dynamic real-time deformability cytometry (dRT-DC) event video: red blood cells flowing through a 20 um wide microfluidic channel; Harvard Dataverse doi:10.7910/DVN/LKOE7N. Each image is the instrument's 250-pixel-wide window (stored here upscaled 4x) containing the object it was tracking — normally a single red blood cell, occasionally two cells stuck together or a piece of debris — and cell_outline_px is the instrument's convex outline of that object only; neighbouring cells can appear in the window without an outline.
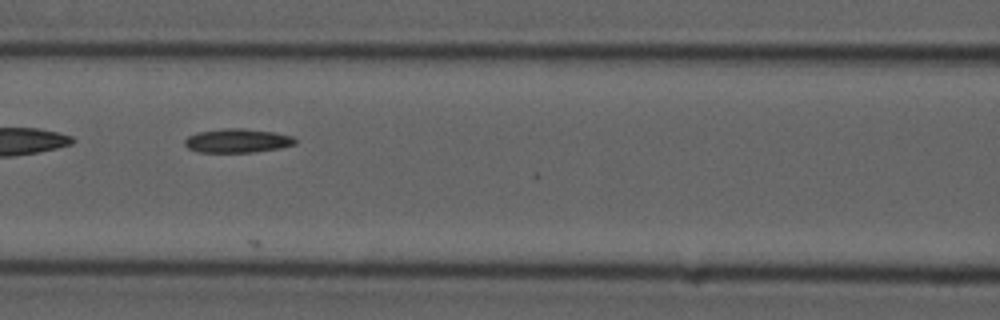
{"species": "common noctule bat (a hibernating species)", "species_latin": "Nyctalus noctula", "temperature_condition": "cold", "stored_images_in_passage": 7, "camera_frame_rate_fps": 3000, "um_per_image_px": 0.085, "animal": {"sex": "male", "forearm_length_mm": 52.5}, "frame": {"image": 1, "passage_image": 6, "time_ms": 7.0, "image_size_px": [1000, 320], "cell_outline_px": [[296, 144], [280, 148], [256, 152], [196, 152], [188, 148], [184, 144], [184, 140], [188, 136], [196, 132], [224, 128], [244, 128], [272, 132], [292, 136], [296, 140]], "centroid_in_image_um": [20.15, 11.96], "position_along_channel_um": 146.5, "area_um2": 15.49}}